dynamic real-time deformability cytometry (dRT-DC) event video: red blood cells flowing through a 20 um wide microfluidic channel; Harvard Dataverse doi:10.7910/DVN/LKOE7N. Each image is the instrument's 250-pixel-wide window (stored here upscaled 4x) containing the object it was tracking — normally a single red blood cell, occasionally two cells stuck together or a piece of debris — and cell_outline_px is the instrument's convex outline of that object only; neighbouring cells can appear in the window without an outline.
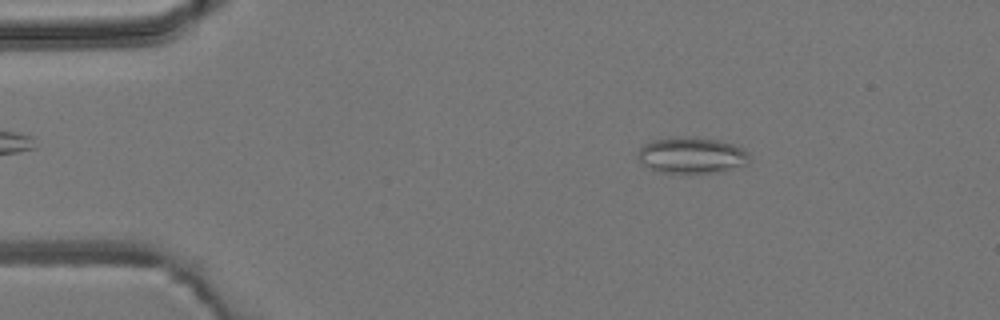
{"species": "common noctule bat (a hibernating species)", "species_latin": "Nyctalus noctula", "temperature_condition": "room temperature", "stored_images_in_passage": 4, "camera_frame_rate_fps": 3000, "um_per_image_px": 0.085, "animal": {"sex": "male", "body_mass_g": 19.2, "forearm_length_mm": 51.8}, "frame": {"image": 1, "passage_image": 2, "time_ms": 1.333, "image_size_px": [1000, 320], "cell_outline_px": [[752, 160], [748, 164], [724, 172], [660, 172], [640, 164], [636, 156], [636, 152], [644, 144], [652, 140], [672, 136], [688, 136], [720, 140], [744, 148], [748, 152]], "centroid_in_image_um": [58.8, 13.18], "position_along_channel_um": 26.2, "area_um2": 24.1}}
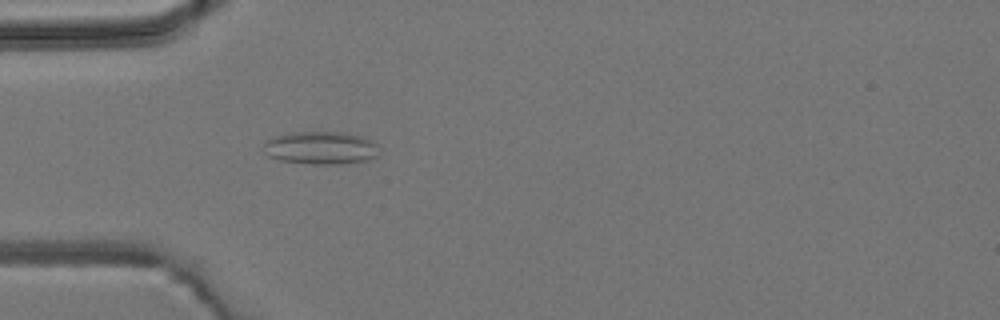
{"frame": {"image": 2, "passage_image": 4, "time_ms": 3.667, "image_size_px": [1000, 320], "cell_outline_px": [[376, 156], [368, 160], [336, 164], [312, 164], [280, 160], [268, 156], [264, 152], [264, 140], [272, 136], [292, 132], [340, 132], [364, 136], [372, 140], [376, 144]], "centroid_in_image_um": [27.21, 12.56], "position_along_channel_um": 57.8, "area_um2": 22.2}}